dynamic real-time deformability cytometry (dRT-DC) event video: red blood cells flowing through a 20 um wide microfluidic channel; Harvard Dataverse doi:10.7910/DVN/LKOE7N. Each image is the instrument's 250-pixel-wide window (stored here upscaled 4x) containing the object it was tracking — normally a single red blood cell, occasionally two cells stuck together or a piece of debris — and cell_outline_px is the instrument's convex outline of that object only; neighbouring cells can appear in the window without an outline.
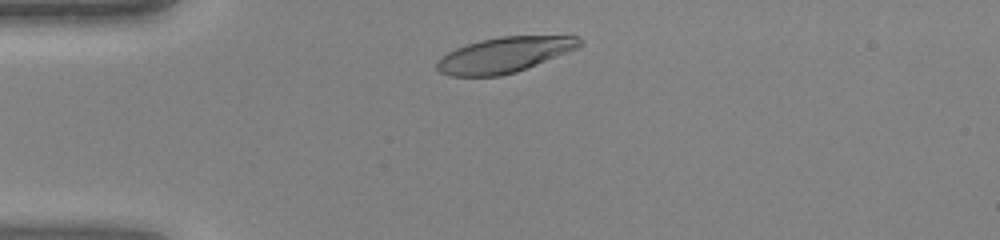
{"species": "human", "species_latin": "Homo sapiens", "temperature_condition": "warm", "stored_images_in_passage": 30, "camera_frame_rate_fps": 3000, "um_per_image_px": 0.085, "donor": {"sex": "female"}, "frame": {"image": 1, "passage_image": 3, "time_ms": 0.667, "image_size_px": [1000, 240], "cell_outline_px": [[584, 44], [576, 48], [516, 72], [500, 76], [452, 76], [440, 72], [436, 68], [436, 60], [448, 52], [456, 48], [480, 40], [500, 36], [580, 36], [584, 40]], "centroid_in_image_um": [42.86, 4.65], "position_along_channel_um": 42.1, "area_um2": 29.25}}
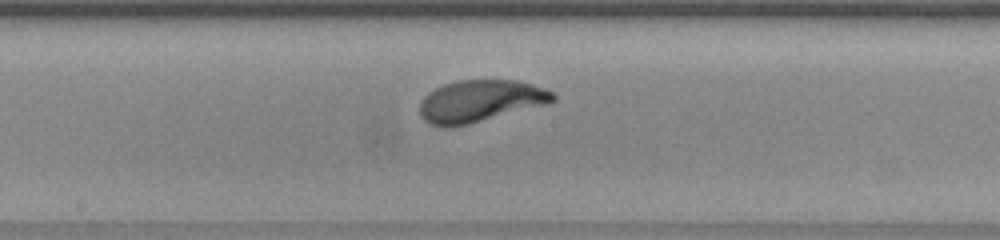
{"frame": {"image": 2, "passage_image": 16, "time_ms": 5.0, "image_size_px": [1000, 240], "cell_outline_px": [[556, 100], [548, 104], [452, 128], [444, 128], [428, 124], [420, 116], [420, 100], [428, 92], [444, 84], [456, 80], [516, 80], [532, 84], [544, 88], [552, 92], [556, 96]], "centroid_in_image_um": [40.79, 8.6], "position_along_channel_um": 207.4, "area_um2": 32.89}}
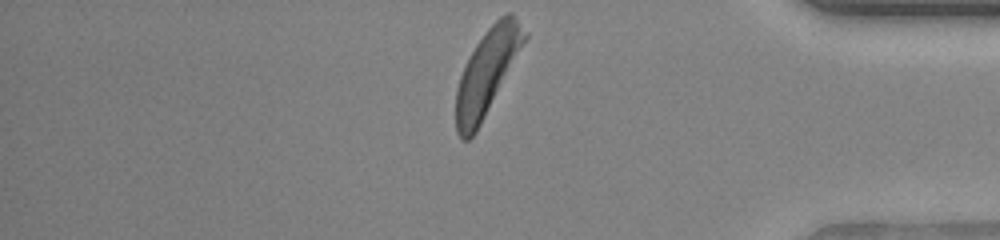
{"frame": {"image": 3, "passage_image": 30, "time_ms": 9.667, "image_size_px": [1000, 240], "cell_outline_px": [[528, 36], [476, 132], [468, 140], [460, 140], [456, 132], [456, 88], [460, 76], [476, 44], [488, 28], [504, 12], [512, 12], [528, 32]], "centroid_in_image_um": [41.4, 6.13], "position_along_channel_um": 393.8, "area_um2": 33.47}}